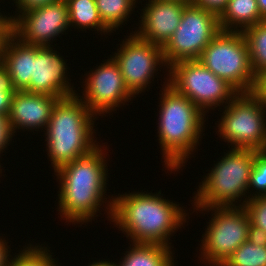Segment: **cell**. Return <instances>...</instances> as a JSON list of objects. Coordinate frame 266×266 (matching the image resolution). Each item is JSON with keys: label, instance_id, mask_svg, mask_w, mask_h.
<instances>
[{"label": "cell", "instance_id": "cell-1", "mask_svg": "<svg viewBox=\"0 0 266 266\" xmlns=\"http://www.w3.org/2000/svg\"><path fill=\"white\" fill-rule=\"evenodd\" d=\"M103 146L98 145L90 153L54 171L60 187L57 192L59 193L57 211L60 213V218L72 225L81 223L82 226L92 219L94 221L104 203L107 218L111 220L114 196L111 195L110 200L105 197L109 174L106 160L108 147L105 143Z\"/></svg>", "mask_w": 266, "mask_h": 266}, {"label": "cell", "instance_id": "cell-2", "mask_svg": "<svg viewBox=\"0 0 266 266\" xmlns=\"http://www.w3.org/2000/svg\"><path fill=\"white\" fill-rule=\"evenodd\" d=\"M128 193L113 198L110 221L125 233L126 238L132 239L131 243L172 247L170 237L185 225L189 216L183 206L164 199L161 190L157 193Z\"/></svg>", "mask_w": 266, "mask_h": 266}, {"label": "cell", "instance_id": "cell-3", "mask_svg": "<svg viewBox=\"0 0 266 266\" xmlns=\"http://www.w3.org/2000/svg\"><path fill=\"white\" fill-rule=\"evenodd\" d=\"M168 77L164 79L163 89L160 91L157 140L163 154L162 162L171 173L182 170L186 161L188 162L187 159L198 149L199 141L204 135L202 133L207 115L189 98L170 86Z\"/></svg>", "mask_w": 266, "mask_h": 266}, {"label": "cell", "instance_id": "cell-4", "mask_svg": "<svg viewBox=\"0 0 266 266\" xmlns=\"http://www.w3.org/2000/svg\"><path fill=\"white\" fill-rule=\"evenodd\" d=\"M97 116L78 97L58 99L51 111L44 137L46 152L53 170L72 162L95 149L94 120Z\"/></svg>", "mask_w": 266, "mask_h": 266}, {"label": "cell", "instance_id": "cell-5", "mask_svg": "<svg viewBox=\"0 0 266 266\" xmlns=\"http://www.w3.org/2000/svg\"><path fill=\"white\" fill-rule=\"evenodd\" d=\"M226 152L199 183L194 200H191L193 208L244 206L247 203L254 150L229 149Z\"/></svg>", "mask_w": 266, "mask_h": 266}, {"label": "cell", "instance_id": "cell-6", "mask_svg": "<svg viewBox=\"0 0 266 266\" xmlns=\"http://www.w3.org/2000/svg\"><path fill=\"white\" fill-rule=\"evenodd\" d=\"M221 114L218 136L231 149L266 150V106L251 92L238 93Z\"/></svg>", "mask_w": 266, "mask_h": 266}, {"label": "cell", "instance_id": "cell-7", "mask_svg": "<svg viewBox=\"0 0 266 266\" xmlns=\"http://www.w3.org/2000/svg\"><path fill=\"white\" fill-rule=\"evenodd\" d=\"M198 60L238 93L251 92L255 74L243 32L220 30Z\"/></svg>", "mask_w": 266, "mask_h": 266}, {"label": "cell", "instance_id": "cell-8", "mask_svg": "<svg viewBox=\"0 0 266 266\" xmlns=\"http://www.w3.org/2000/svg\"><path fill=\"white\" fill-rule=\"evenodd\" d=\"M211 212L212 218L202 235L200 260L210 266H221L247 240L250 219L244 206L193 208ZM214 212V213H213ZM203 258V259H202Z\"/></svg>", "mask_w": 266, "mask_h": 266}, {"label": "cell", "instance_id": "cell-9", "mask_svg": "<svg viewBox=\"0 0 266 266\" xmlns=\"http://www.w3.org/2000/svg\"><path fill=\"white\" fill-rule=\"evenodd\" d=\"M166 75L169 76V85L189 98L205 115L208 110L218 106L222 108L221 105L225 106L238 94L198 59L176 62L169 67Z\"/></svg>", "mask_w": 266, "mask_h": 266}, {"label": "cell", "instance_id": "cell-10", "mask_svg": "<svg viewBox=\"0 0 266 266\" xmlns=\"http://www.w3.org/2000/svg\"><path fill=\"white\" fill-rule=\"evenodd\" d=\"M219 31L216 14L192 3L187 4L178 28L162 47L167 67L182 60L199 59Z\"/></svg>", "mask_w": 266, "mask_h": 266}, {"label": "cell", "instance_id": "cell-11", "mask_svg": "<svg viewBox=\"0 0 266 266\" xmlns=\"http://www.w3.org/2000/svg\"><path fill=\"white\" fill-rule=\"evenodd\" d=\"M126 37L117 49L118 52L110 57L119 65L126 86L136 98V95L148 91L154 81V75L156 72L159 73L158 68L162 69L164 66L167 71L169 68L165 63L161 46L141 39L134 32Z\"/></svg>", "mask_w": 266, "mask_h": 266}, {"label": "cell", "instance_id": "cell-12", "mask_svg": "<svg viewBox=\"0 0 266 266\" xmlns=\"http://www.w3.org/2000/svg\"><path fill=\"white\" fill-rule=\"evenodd\" d=\"M102 62L104 63L84 74L86 78L85 82H82L83 96L77 93L97 117L116 111L122 104L127 105V102L135 97L126 86L116 61L108 57Z\"/></svg>", "mask_w": 266, "mask_h": 266}, {"label": "cell", "instance_id": "cell-13", "mask_svg": "<svg viewBox=\"0 0 266 266\" xmlns=\"http://www.w3.org/2000/svg\"><path fill=\"white\" fill-rule=\"evenodd\" d=\"M10 27L11 33L25 44L52 46L57 37L64 32L66 35V30H70L66 0L21 13L10 23Z\"/></svg>", "mask_w": 266, "mask_h": 266}, {"label": "cell", "instance_id": "cell-14", "mask_svg": "<svg viewBox=\"0 0 266 266\" xmlns=\"http://www.w3.org/2000/svg\"><path fill=\"white\" fill-rule=\"evenodd\" d=\"M58 53V54H57ZM66 60L54 50V46L35 45L30 85L24 90L30 93L48 94L58 99L76 95L69 82Z\"/></svg>", "mask_w": 266, "mask_h": 266}, {"label": "cell", "instance_id": "cell-15", "mask_svg": "<svg viewBox=\"0 0 266 266\" xmlns=\"http://www.w3.org/2000/svg\"><path fill=\"white\" fill-rule=\"evenodd\" d=\"M187 4L173 0H148L141 10L139 30L133 32L141 39L163 47L178 28Z\"/></svg>", "mask_w": 266, "mask_h": 266}, {"label": "cell", "instance_id": "cell-16", "mask_svg": "<svg viewBox=\"0 0 266 266\" xmlns=\"http://www.w3.org/2000/svg\"><path fill=\"white\" fill-rule=\"evenodd\" d=\"M57 100V97L48 94L16 91L8 115L14 133H17V129L31 132H38L42 128L46 130Z\"/></svg>", "mask_w": 266, "mask_h": 266}, {"label": "cell", "instance_id": "cell-17", "mask_svg": "<svg viewBox=\"0 0 266 266\" xmlns=\"http://www.w3.org/2000/svg\"><path fill=\"white\" fill-rule=\"evenodd\" d=\"M34 59L35 45L21 42L10 32L2 47V63L17 91H24L30 85Z\"/></svg>", "mask_w": 266, "mask_h": 266}, {"label": "cell", "instance_id": "cell-18", "mask_svg": "<svg viewBox=\"0 0 266 266\" xmlns=\"http://www.w3.org/2000/svg\"><path fill=\"white\" fill-rule=\"evenodd\" d=\"M218 21L220 30L243 32L265 20L261 17L257 0H228Z\"/></svg>", "mask_w": 266, "mask_h": 266}, {"label": "cell", "instance_id": "cell-19", "mask_svg": "<svg viewBox=\"0 0 266 266\" xmlns=\"http://www.w3.org/2000/svg\"><path fill=\"white\" fill-rule=\"evenodd\" d=\"M128 248L125 256L118 261V266H176L173 260L175 252L172 253L169 246L132 243Z\"/></svg>", "mask_w": 266, "mask_h": 266}, {"label": "cell", "instance_id": "cell-20", "mask_svg": "<svg viewBox=\"0 0 266 266\" xmlns=\"http://www.w3.org/2000/svg\"><path fill=\"white\" fill-rule=\"evenodd\" d=\"M66 4L68 5L70 27L80 28L81 31L93 28L101 35L112 33L100 19L96 0H66Z\"/></svg>", "mask_w": 266, "mask_h": 266}, {"label": "cell", "instance_id": "cell-21", "mask_svg": "<svg viewBox=\"0 0 266 266\" xmlns=\"http://www.w3.org/2000/svg\"><path fill=\"white\" fill-rule=\"evenodd\" d=\"M138 0H96V6L103 24L113 33L124 25L137 8ZM130 15V16H129ZM125 22V23H124Z\"/></svg>", "mask_w": 266, "mask_h": 266}, {"label": "cell", "instance_id": "cell-22", "mask_svg": "<svg viewBox=\"0 0 266 266\" xmlns=\"http://www.w3.org/2000/svg\"><path fill=\"white\" fill-rule=\"evenodd\" d=\"M254 74L266 69V20L243 31Z\"/></svg>", "mask_w": 266, "mask_h": 266}, {"label": "cell", "instance_id": "cell-23", "mask_svg": "<svg viewBox=\"0 0 266 266\" xmlns=\"http://www.w3.org/2000/svg\"><path fill=\"white\" fill-rule=\"evenodd\" d=\"M40 246L37 244H27L23 247V250H19V253L11 258L8 266H61L58 265V261L52 256L53 253L47 246ZM56 261V262H55Z\"/></svg>", "mask_w": 266, "mask_h": 266}, {"label": "cell", "instance_id": "cell-24", "mask_svg": "<svg viewBox=\"0 0 266 266\" xmlns=\"http://www.w3.org/2000/svg\"><path fill=\"white\" fill-rule=\"evenodd\" d=\"M221 266H266V247L246 240Z\"/></svg>", "mask_w": 266, "mask_h": 266}, {"label": "cell", "instance_id": "cell-25", "mask_svg": "<svg viewBox=\"0 0 266 266\" xmlns=\"http://www.w3.org/2000/svg\"><path fill=\"white\" fill-rule=\"evenodd\" d=\"M253 190L254 192H252ZM248 193L250 194L248 199L266 196V150H254V162L250 172Z\"/></svg>", "mask_w": 266, "mask_h": 266}, {"label": "cell", "instance_id": "cell-26", "mask_svg": "<svg viewBox=\"0 0 266 266\" xmlns=\"http://www.w3.org/2000/svg\"><path fill=\"white\" fill-rule=\"evenodd\" d=\"M17 90L6 66L0 62V114L9 115L11 99Z\"/></svg>", "mask_w": 266, "mask_h": 266}, {"label": "cell", "instance_id": "cell-27", "mask_svg": "<svg viewBox=\"0 0 266 266\" xmlns=\"http://www.w3.org/2000/svg\"><path fill=\"white\" fill-rule=\"evenodd\" d=\"M250 223L266 232V197L248 199L244 205Z\"/></svg>", "mask_w": 266, "mask_h": 266}, {"label": "cell", "instance_id": "cell-28", "mask_svg": "<svg viewBox=\"0 0 266 266\" xmlns=\"http://www.w3.org/2000/svg\"><path fill=\"white\" fill-rule=\"evenodd\" d=\"M13 1L14 3L12 4L13 5L15 4L16 5L15 7L17 8V11H15L16 12L15 16L13 15L11 16L10 14H8L10 17L8 15L7 16L4 15L5 21H7L9 24L21 13H25L27 11L40 8L42 6L54 3L58 0H13Z\"/></svg>", "mask_w": 266, "mask_h": 266}, {"label": "cell", "instance_id": "cell-29", "mask_svg": "<svg viewBox=\"0 0 266 266\" xmlns=\"http://www.w3.org/2000/svg\"><path fill=\"white\" fill-rule=\"evenodd\" d=\"M15 136L8 115L0 114V157Z\"/></svg>", "mask_w": 266, "mask_h": 266}, {"label": "cell", "instance_id": "cell-30", "mask_svg": "<svg viewBox=\"0 0 266 266\" xmlns=\"http://www.w3.org/2000/svg\"><path fill=\"white\" fill-rule=\"evenodd\" d=\"M251 93L266 106V69L255 74Z\"/></svg>", "mask_w": 266, "mask_h": 266}, {"label": "cell", "instance_id": "cell-31", "mask_svg": "<svg viewBox=\"0 0 266 266\" xmlns=\"http://www.w3.org/2000/svg\"><path fill=\"white\" fill-rule=\"evenodd\" d=\"M228 0H192V4L211 11L219 16L227 5Z\"/></svg>", "mask_w": 266, "mask_h": 266}, {"label": "cell", "instance_id": "cell-32", "mask_svg": "<svg viewBox=\"0 0 266 266\" xmlns=\"http://www.w3.org/2000/svg\"><path fill=\"white\" fill-rule=\"evenodd\" d=\"M247 240L254 245L266 247V232L250 223Z\"/></svg>", "mask_w": 266, "mask_h": 266}, {"label": "cell", "instance_id": "cell-33", "mask_svg": "<svg viewBox=\"0 0 266 266\" xmlns=\"http://www.w3.org/2000/svg\"><path fill=\"white\" fill-rule=\"evenodd\" d=\"M9 242H6L5 238L0 237V266H8L12 255L9 254L11 249L8 246ZM9 249V250H8Z\"/></svg>", "mask_w": 266, "mask_h": 266}, {"label": "cell", "instance_id": "cell-34", "mask_svg": "<svg viewBox=\"0 0 266 266\" xmlns=\"http://www.w3.org/2000/svg\"><path fill=\"white\" fill-rule=\"evenodd\" d=\"M11 32L10 24L7 21H4L0 25V62L2 61V47L4 44V41L8 34Z\"/></svg>", "mask_w": 266, "mask_h": 266}, {"label": "cell", "instance_id": "cell-35", "mask_svg": "<svg viewBox=\"0 0 266 266\" xmlns=\"http://www.w3.org/2000/svg\"><path fill=\"white\" fill-rule=\"evenodd\" d=\"M103 260V261H102ZM101 261H93L90 265L88 266H118V264L111 260V262L107 259H102Z\"/></svg>", "mask_w": 266, "mask_h": 266}, {"label": "cell", "instance_id": "cell-36", "mask_svg": "<svg viewBox=\"0 0 266 266\" xmlns=\"http://www.w3.org/2000/svg\"><path fill=\"white\" fill-rule=\"evenodd\" d=\"M261 17L266 20V0H257Z\"/></svg>", "mask_w": 266, "mask_h": 266}, {"label": "cell", "instance_id": "cell-37", "mask_svg": "<svg viewBox=\"0 0 266 266\" xmlns=\"http://www.w3.org/2000/svg\"><path fill=\"white\" fill-rule=\"evenodd\" d=\"M173 1H181V2H184V3H188V4L192 2V0H173Z\"/></svg>", "mask_w": 266, "mask_h": 266}, {"label": "cell", "instance_id": "cell-38", "mask_svg": "<svg viewBox=\"0 0 266 266\" xmlns=\"http://www.w3.org/2000/svg\"><path fill=\"white\" fill-rule=\"evenodd\" d=\"M5 19H4V15L0 12V22H4Z\"/></svg>", "mask_w": 266, "mask_h": 266}, {"label": "cell", "instance_id": "cell-39", "mask_svg": "<svg viewBox=\"0 0 266 266\" xmlns=\"http://www.w3.org/2000/svg\"><path fill=\"white\" fill-rule=\"evenodd\" d=\"M2 170H3V169H1V164H0V174H2ZM1 176H2V175H0V177H1Z\"/></svg>", "mask_w": 266, "mask_h": 266}]
</instances>
